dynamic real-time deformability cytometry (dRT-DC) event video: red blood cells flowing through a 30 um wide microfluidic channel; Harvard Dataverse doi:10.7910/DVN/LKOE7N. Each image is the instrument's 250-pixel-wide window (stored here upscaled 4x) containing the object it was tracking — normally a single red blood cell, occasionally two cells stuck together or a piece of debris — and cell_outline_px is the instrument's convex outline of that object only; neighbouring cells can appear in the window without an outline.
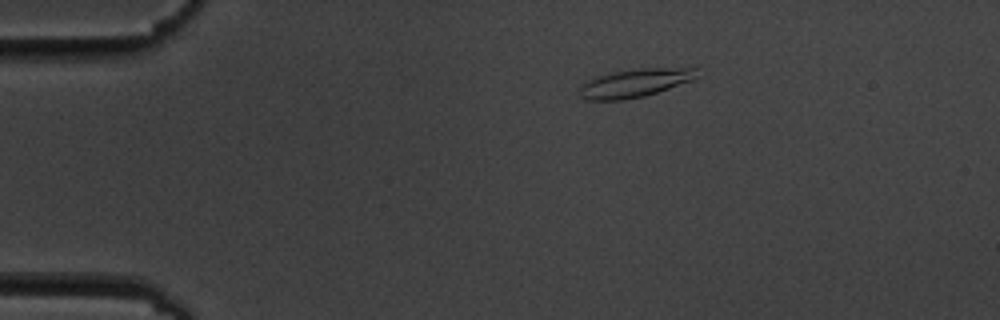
{"species": "common noctule bat (a hibernating species)", "species_latin": "Nyctalus noctula", "temperature_condition": "cold", "stored_images_in_passage": 4, "camera_frame_rate_fps": 3000, "um_per_image_px": 0.085, "animal": {"sex": "male", "body_mass_g": 19.5, "forearm_length_mm": 54.6}, "frame": {"image": 1, "passage_image": 1, "time_ms": 0.0, "image_size_px": [1000, 320], "cell_outline_px": [[696, 76], [692, 80], [644, 96], [624, 100], [584, 100], [580, 96], [576, 88], [584, 80], [592, 76], [640, 68], [696, 68]], "centroid_in_image_um": [53.81, 7.07], "position_along_channel_um": 31.2, "area_um2": 19.48}}